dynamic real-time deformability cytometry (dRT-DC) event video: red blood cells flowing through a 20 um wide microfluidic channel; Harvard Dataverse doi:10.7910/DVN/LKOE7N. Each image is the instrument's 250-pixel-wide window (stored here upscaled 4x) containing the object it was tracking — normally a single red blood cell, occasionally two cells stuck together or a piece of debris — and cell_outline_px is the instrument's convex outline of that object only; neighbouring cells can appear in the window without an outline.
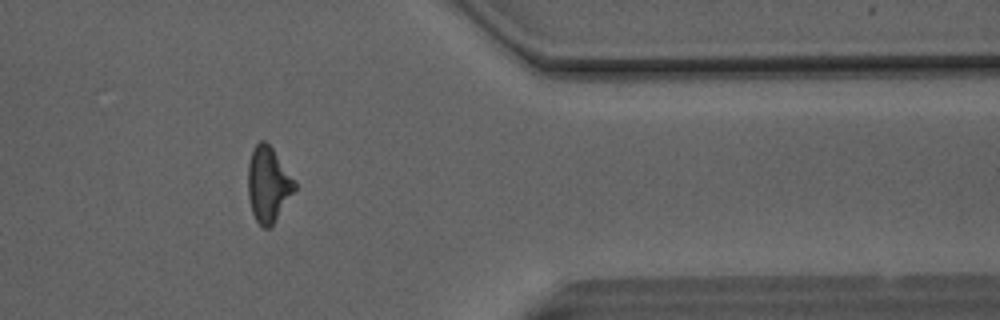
{"species": "Egyptian fruit bat (a non-hibernating species)", "species_latin": "Rousettus aegyptiacus", "temperature_condition": "room temperature", "stored_images_in_passage": 32, "camera_frame_rate_fps": 3000, "um_per_image_px": 0.085, "animal": {"sex": "male"}, "frame": {"image": 1, "passage_image": 28, "time_ms": 9.0, "image_size_px": [1000, 320], "cell_outline_px": [[296, 188], [272, 224], [268, 228], [264, 228], [256, 220], [252, 212], [248, 196], [248, 164], [252, 152], [256, 144], [260, 140], [264, 140], [272, 148], [296, 180]], "centroid_in_image_um": [22.79, 15.65], "position_along_channel_um": 388.6, "area_um2": 20.17}, "authors_computed_cell_mechanics": {"area_um2": 20.6346, "velocity_mm_per_s": 4.152, "shape_relaxation_time_tau1_ms": 8.2549, "shape_relaxation_time_tau2_ms": 2.6734, "deformation_change_tau1": 0.2554, "deformation_change_tau2": 0.1389}}